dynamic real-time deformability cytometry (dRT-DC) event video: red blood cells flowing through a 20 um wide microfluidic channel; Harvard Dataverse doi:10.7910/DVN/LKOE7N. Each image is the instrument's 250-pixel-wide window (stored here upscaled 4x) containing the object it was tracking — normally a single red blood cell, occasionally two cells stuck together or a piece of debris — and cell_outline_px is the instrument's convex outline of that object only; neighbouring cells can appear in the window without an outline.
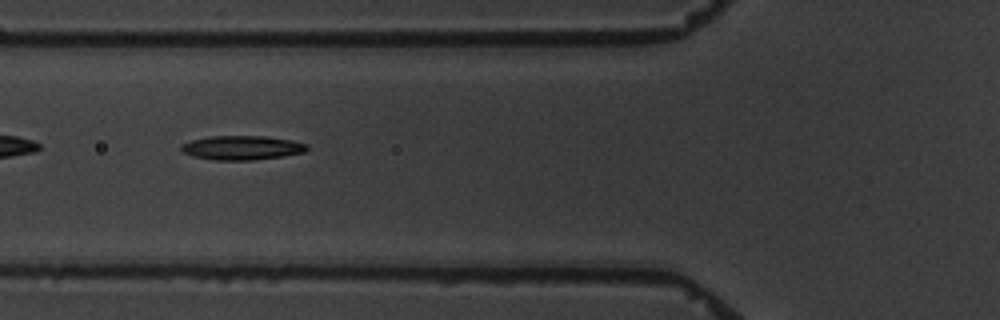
{"species": "common noctule bat (a hibernating species)", "species_latin": "Nyctalus noctula", "temperature_condition": "warm", "stored_images_in_passage": 9, "camera_frame_rate_fps": 3000, "um_per_image_px": 0.085, "animal": {"sex": "male", "body_mass_g": 19.5, "forearm_length_mm": 54.6}, "frame": {"image": 1, "passage_image": 6, "time_ms": 6.667, "image_size_px": [1000, 320], "cell_outline_px": [[308, 148], [304, 152], [280, 156], [252, 160], [216, 160], [192, 156], [184, 152], [180, 148], [180, 144], [192, 140], [208, 136], [264, 136], [288, 140], [308, 144]], "centroid_in_image_um": [20.52, 12.55], "position_along_channel_um": 105.3, "area_um2": 17.51}}
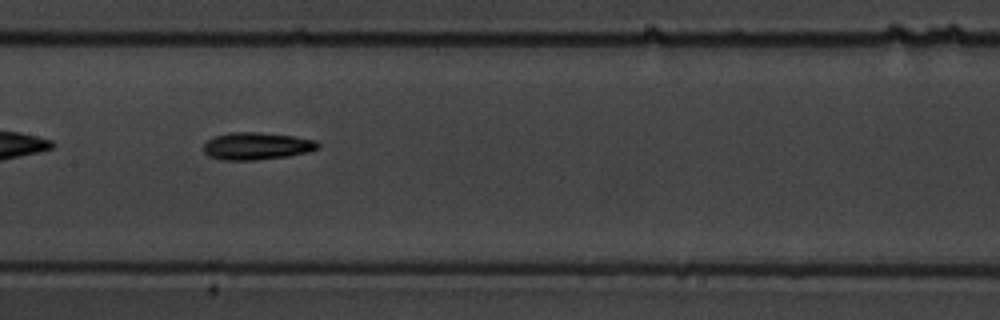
{"frame": {"image": 2, "passage_image": 8, "time_ms": 9.0, "image_size_px": [1000, 320], "cell_outline_px": [[320, 148], [308, 152], [288, 156], [256, 160], [224, 160], [208, 156], [204, 152], [204, 144], [212, 136], [228, 132], [260, 132], [292, 136], [316, 140], [320, 144]], "centroid_in_image_um": [21.82, 12.41], "position_along_channel_um": 185.6, "area_um2": 18.38}}
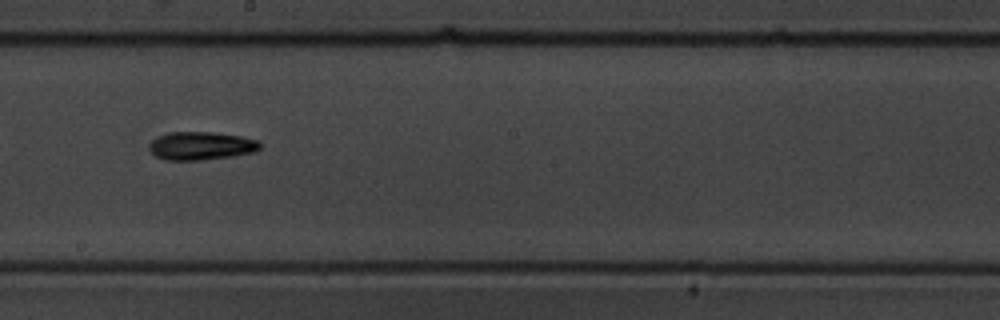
{"frame": {"image": 3, "passage_image": 9, "time_ms": 10.333, "image_size_px": [1000, 320], "cell_outline_px": [[260, 148], [256, 152], [232, 156], [200, 160], [164, 160], [156, 156], [148, 148], [148, 144], [156, 136], [168, 132], [212, 132], [244, 136], [260, 140]], "centroid_in_image_um": [17.1, 12.38], "position_along_channel_um": 231.1, "area_um2": 18.5}}